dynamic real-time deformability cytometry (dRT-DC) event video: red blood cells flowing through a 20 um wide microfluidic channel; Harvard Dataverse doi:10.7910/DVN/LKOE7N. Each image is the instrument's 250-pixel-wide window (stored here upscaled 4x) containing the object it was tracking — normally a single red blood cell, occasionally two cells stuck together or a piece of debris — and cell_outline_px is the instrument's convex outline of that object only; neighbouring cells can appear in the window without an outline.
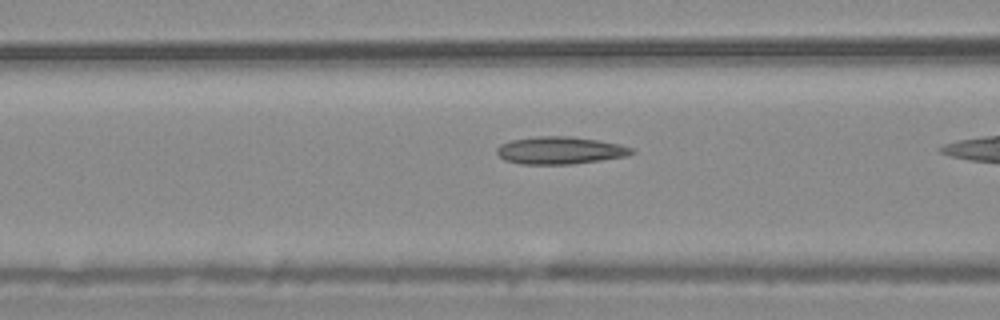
{"species": "common noctule bat (a hibernating species)", "species_latin": "Nyctalus noctula", "temperature_condition": "warm", "stored_images_in_passage": 38, "camera_frame_rate_fps": 3000, "um_per_image_px": 0.085, "animal": {"sex": "male", "body_mass_g": 20.4}, "frame": {"image": 1, "passage_image": 17, "time_ms": 5.333, "image_size_px": [1000, 320], "cell_outline_px": [[636, 152], [628, 156], [572, 164], [520, 164], [504, 160], [496, 152], [496, 148], [500, 144], [512, 140], [536, 136], [572, 136], [620, 144], [632, 148]], "centroid_in_image_um": [47.6, 12.78], "position_along_channel_um": 119.0, "area_um2": 21.62}}